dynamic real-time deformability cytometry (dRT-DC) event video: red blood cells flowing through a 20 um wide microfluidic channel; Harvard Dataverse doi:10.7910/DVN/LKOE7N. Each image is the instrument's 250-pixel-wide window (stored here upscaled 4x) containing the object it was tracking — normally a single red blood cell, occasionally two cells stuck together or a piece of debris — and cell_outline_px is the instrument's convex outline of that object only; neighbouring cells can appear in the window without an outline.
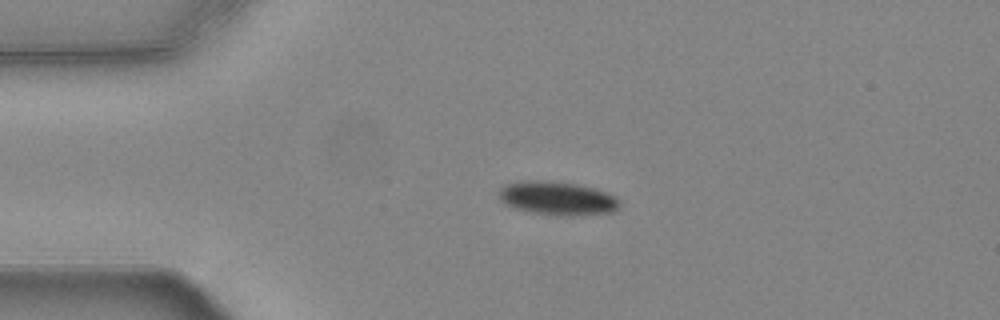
{"species": "common noctule bat (a hibernating species)", "species_latin": "Nyctalus noctula", "temperature_condition": "warm", "stored_images_in_passage": 41, "camera_frame_rate_fps": 3000, "um_per_image_px": 0.085, "animal": {"sex": "female", "body_mass_g": 24.6, "forearm_length_mm": 56.2}, "frame": {"image": 1, "passage_image": 1, "time_ms": 0.0, "image_size_px": [1000, 320], "cell_outline_px": [[620, 204], [612, 212], [528, 212], [504, 204], [500, 200], [500, 188], [504, 184], [528, 180], [548, 180], [576, 184], [608, 192], [616, 196]], "centroid_in_image_um": [47.3, 16.77], "position_along_channel_um": 37.7, "area_um2": 22.37}}
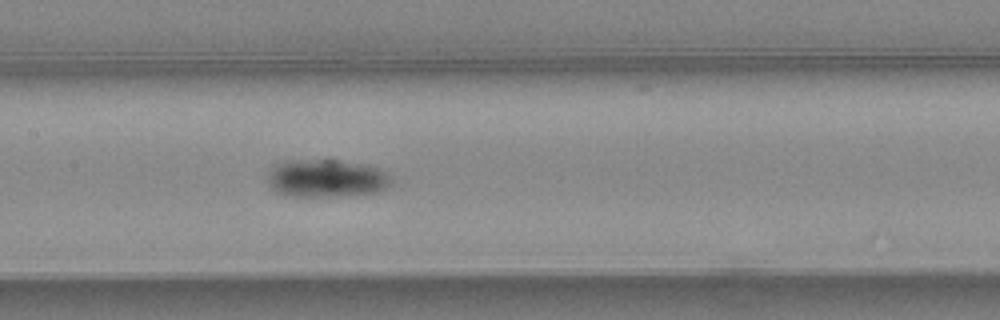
{"frame": {"image": 2, "passage_image": 15, "time_ms": 4.667, "image_size_px": [1000, 320], "cell_outline_px": [[392, 184], [388, 188], [380, 192], [348, 196], [292, 196], [276, 192], [268, 184], [268, 172], [276, 164], [284, 160], [340, 160], [364, 164], [380, 168], [392, 176]], "centroid_in_image_um": [27.8, 15.16], "position_along_channel_um": 179.6, "area_um2": 27.8}}
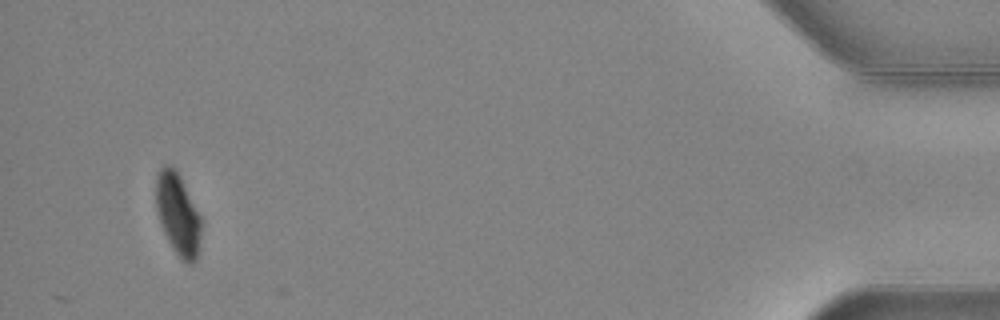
{"frame": {"image": 3, "passage_image": 41, "time_ms": 13.333, "image_size_px": [1000, 320], "cell_outline_px": [[204, 224], [196, 260], [192, 264], [188, 264], [180, 260], [168, 240], [160, 224], [156, 208], [156, 176], [160, 168], [164, 164], [168, 164], [176, 168], [204, 220]], "centroid_in_image_um": [15.16, 18.21], "position_along_channel_um": 420.0, "area_um2": 22.31}, "authors_computed_cell_mechanics": {"area_um2": 25.432, "velocity_mm_per_s": 3.7233, "shape_relaxation_time_tau1_ms": 3.2009, "shape_relaxation_time_tau2_ms": null, "deformation_change_tau1": 0.1024, "deformation_change_tau2": null}}